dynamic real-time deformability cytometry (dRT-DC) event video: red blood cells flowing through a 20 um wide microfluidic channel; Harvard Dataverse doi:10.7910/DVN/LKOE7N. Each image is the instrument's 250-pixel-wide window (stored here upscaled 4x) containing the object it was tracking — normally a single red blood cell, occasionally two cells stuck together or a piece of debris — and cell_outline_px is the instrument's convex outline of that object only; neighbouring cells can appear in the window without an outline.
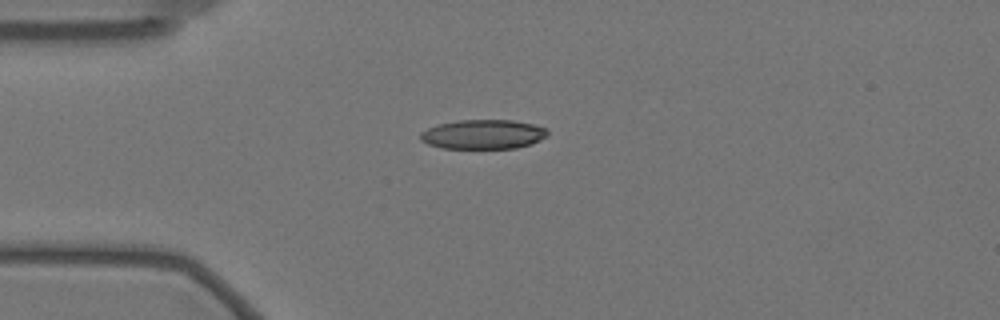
{"species": "Egyptian fruit bat (a non-hibernating species)", "species_latin": "Rousettus aegyptiacus", "temperature_condition": "warm", "stored_images_in_passage": 44, "camera_frame_rate_fps": 3000, "um_per_image_px": 0.085, "animal": {"sex": "female"}, "frame": {"image": 1, "passage_image": 1, "time_ms": 0.0, "image_size_px": [1000, 320], "cell_outline_px": [[548, 136], [540, 140], [516, 148], [444, 148], [428, 144], [420, 140], [420, 132], [436, 124], [456, 120], [512, 120], [536, 124], [544, 128], [548, 132]], "centroid_in_image_um": [41.05, 11.4], "position_along_channel_um": 44.0, "area_um2": 21.85}}
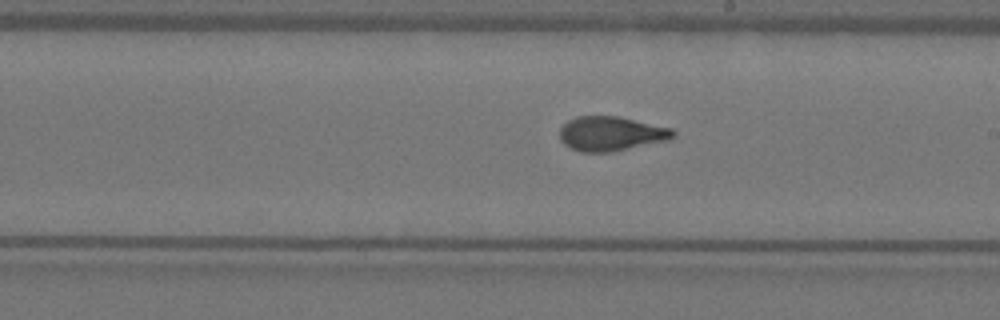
{"frame": {"image": 2, "passage_image": 19, "time_ms": 6.0, "image_size_px": [1000, 320], "cell_outline_px": [[676, 136], [668, 140], [608, 152], [580, 152], [564, 144], [560, 140], [560, 128], [568, 120], [576, 116], [620, 116], [672, 128], [676, 132]], "centroid_in_image_um": [51.94, 11.35], "position_along_channel_um": 237.1, "area_um2": 22.77}}
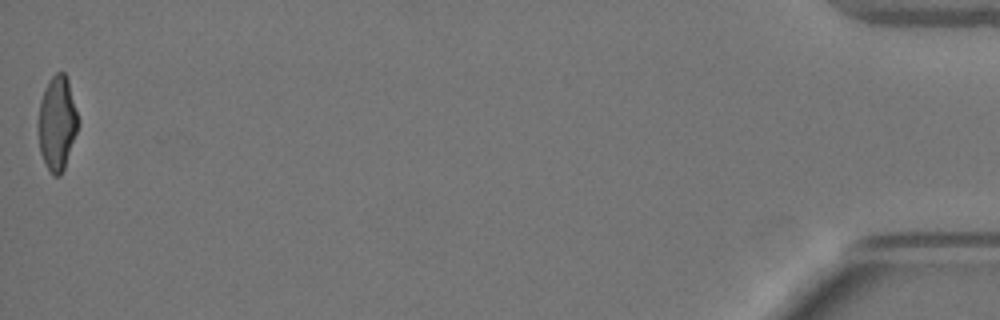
{"frame": {"image": 3, "passage_image": 44, "time_ms": 14.333, "image_size_px": [1000, 320], "cell_outline_px": [[80, 124], [64, 168], [60, 176], [52, 176], [44, 164], [40, 152], [40, 100], [44, 88], [48, 80], [56, 72], [64, 72], [68, 80], [80, 120]], "centroid_in_image_um": [4.89, 10.47], "position_along_channel_um": 430.3, "area_um2": 21.85}, "authors_computed_cell_mechanics": {"area_um2": 22.6865, "velocity_mm_per_s": 3.5131, "shape_relaxation_time_tau1_ms": 6.8476, "shape_relaxation_time_tau2_ms": 1.0068, "deformation_change_tau1": 0.2375, "deformation_change_tau2": 0.0683}}